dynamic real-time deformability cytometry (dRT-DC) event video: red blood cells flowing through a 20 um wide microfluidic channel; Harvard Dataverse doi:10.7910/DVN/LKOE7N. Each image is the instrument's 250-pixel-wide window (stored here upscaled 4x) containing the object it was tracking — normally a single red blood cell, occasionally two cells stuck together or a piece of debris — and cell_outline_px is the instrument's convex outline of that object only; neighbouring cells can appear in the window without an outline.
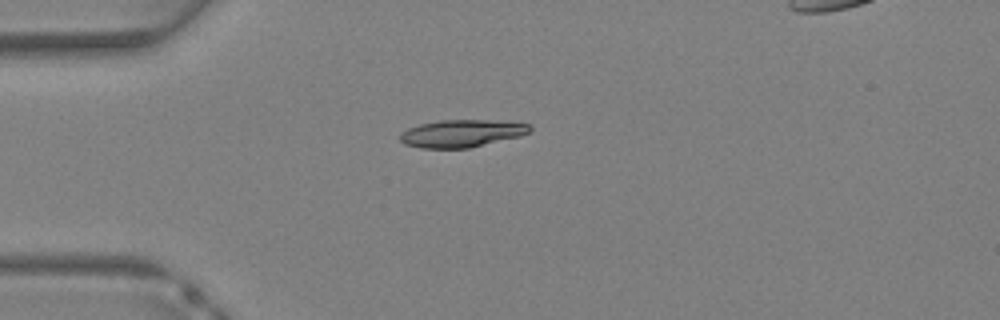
{"species": "Egyptian fruit bat (a non-hibernating species)", "species_latin": "Rousettus aegyptiacus", "temperature_condition": "warm", "stored_images_in_passage": 29, "camera_frame_rate_fps": 3000, "um_per_image_px": 0.085, "animal": {"sex": "female"}, "frame": {"image": 1, "passage_image": 1, "time_ms": 0.0, "image_size_px": [1000, 320], "cell_outline_px": [[532, 128], [528, 132], [520, 136], [468, 148], [420, 148], [404, 144], [400, 140], [400, 132], [408, 128], [420, 124], [440, 120], [488, 120], [532, 124]], "centroid_in_image_um": [39.21, 11.34], "position_along_channel_um": 45.8, "area_um2": 20.69}}
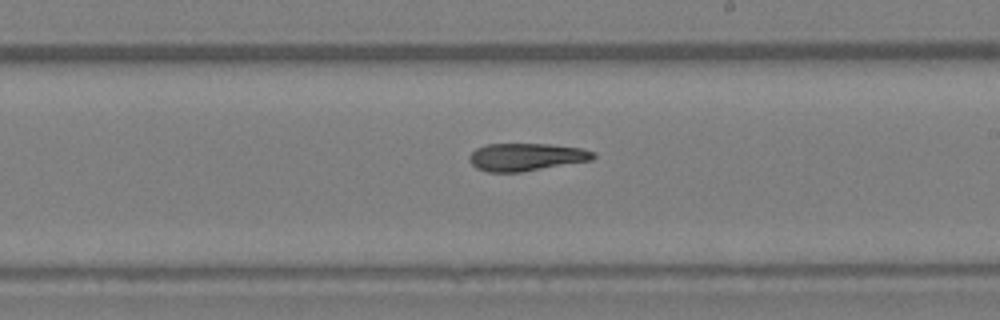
{"frame": {"image": 2, "passage_image": 13, "time_ms": 4.0, "image_size_px": [1000, 320], "cell_outline_px": [[596, 156], [592, 160], [520, 172], [488, 172], [476, 168], [472, 164], [468, 156], [476, 148], [488, 144], [548, 144], [580, 148], [596, 152]], "centroid_in_image_um": [44.72, 13.34], "position_along_channel_um": 244.3, "area_um2": 19.88}}
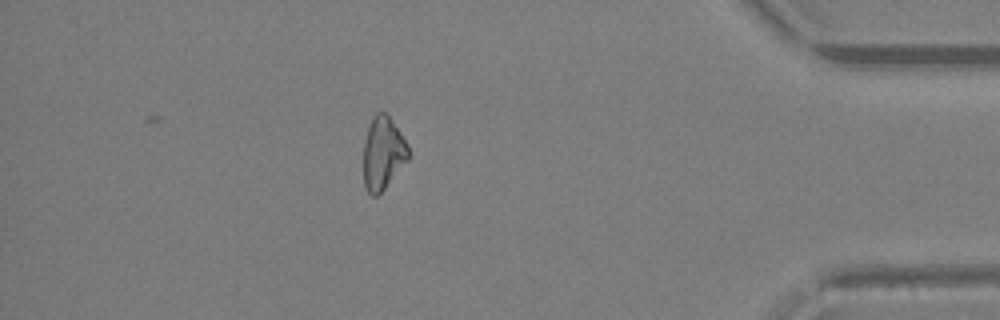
{"frame": {"image": 3, "passage_image": 24, "time_ms": 7.667, "image_size_px": [1000, 320], "cell_outline_px": [[408, 160], [384, 188], [376, 196], [372, 196], [368, 192], [364, 184], [364, 140], [372, 116], [376, 112], [384, 112], [392, 120], [404, 140], [408, 148]], "centroid_in_image_um": [32.52, 13.01], "position_along_channel_um": 402.7, "area_um2": 18.67}}